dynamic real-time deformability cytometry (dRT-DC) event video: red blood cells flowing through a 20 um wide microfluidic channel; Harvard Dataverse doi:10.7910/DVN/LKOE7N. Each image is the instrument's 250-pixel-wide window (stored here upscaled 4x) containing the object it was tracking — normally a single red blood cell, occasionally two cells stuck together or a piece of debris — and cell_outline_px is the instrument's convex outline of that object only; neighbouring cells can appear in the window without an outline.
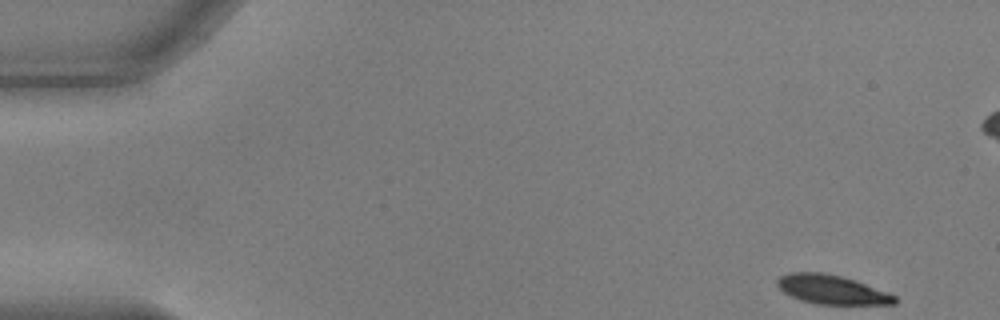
{"species": "common noctule bat (a hibernating species)", "species_latin": "Nyctalus noctula", "temperature_condition": "warm", "stored_images_in_passage": 53, "camera_frame_rate_fps": 3000, "um_per_image_px": 0.085, "animal": {"sex": "male", "body_mass_g": 17.9, "forearm_length_mm": 54.2}, "frame": {"image": 1, "passage_image": 1, "time_ms": 0.0, "image_size_px": [1000, 320], "cell_outline_px": [[896, 304], [816, 304], [800, 300], [784, 292], [776, 284], [776, 280], [780, 276], [788, 272], [824, 272], [856, 280], [896, 296]], "centroid_in_image_um": [70.67, 24.6], "position_along_channel_um": 14.3, "area_um2": 19.83}}
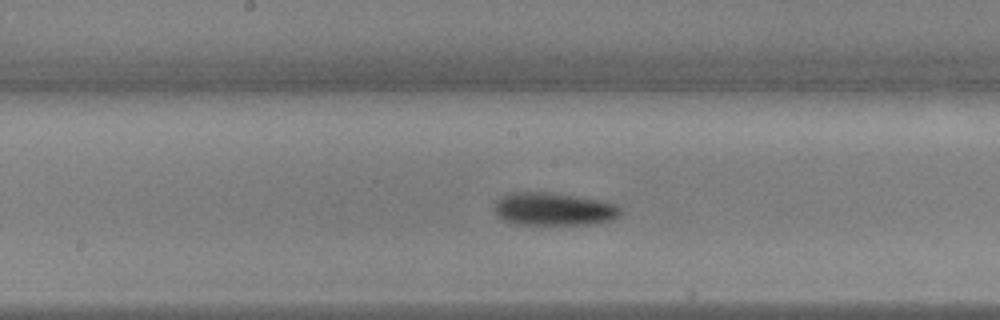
{"frame": {"image": 2, "passage_image": 26, "time_ms": 8.333, "image_size_px": [1000, 320], "cell_outline_px": [[620, 216], [612, 220], [596, 224], [516, 224], [504, 220], [496, 212], [496, 200], [500, 196], [512, 192], [548, 192], [576, 196], [600, 200], [616, 204], [620, 208]], "centroid_in_image_um": [47.1, 17.77], "position_along_channel_um": 201.1, "area_um2": 24.1}}
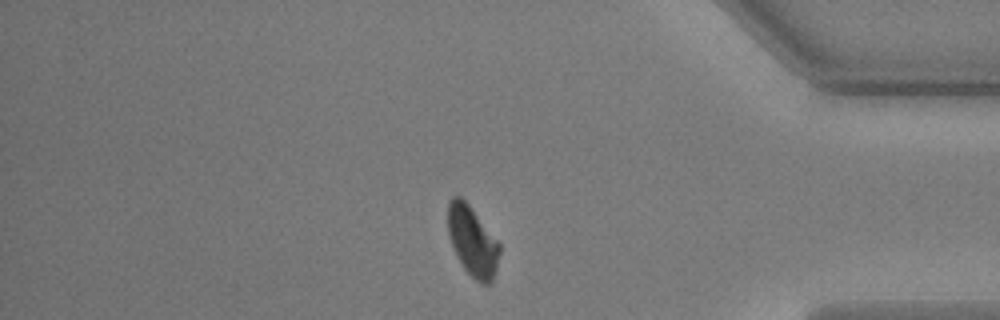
{"frame": {"image": 3, "passage_image": 44, "time_ms": 14.333, "image_size_px": [1000, 320], "cell_outline_px": [[500, 252], [496, 272], [492, 280], [488, 284], [484, 284], [476, 280], [464, 268], [456, 256], [448, 236], [448, 200], [452, 196], [460, 196], [468, 204], [500, 244]], "centroid_in_image_um": [40.14, 20.5], "position_along_channel_um": 395.1, "area_um2": 20.92}, "authors_computed_cell_mechanics": {"area_um2": 21.964, "velocity_mm_per_s": 3.6706, "shape_relaxation_time_tau1_ms": 2.1244, "shape_relaxation_time_tau2_ms": null, "deformation_change_tau1": 0.1408, "deformation_change_tau2": null}}